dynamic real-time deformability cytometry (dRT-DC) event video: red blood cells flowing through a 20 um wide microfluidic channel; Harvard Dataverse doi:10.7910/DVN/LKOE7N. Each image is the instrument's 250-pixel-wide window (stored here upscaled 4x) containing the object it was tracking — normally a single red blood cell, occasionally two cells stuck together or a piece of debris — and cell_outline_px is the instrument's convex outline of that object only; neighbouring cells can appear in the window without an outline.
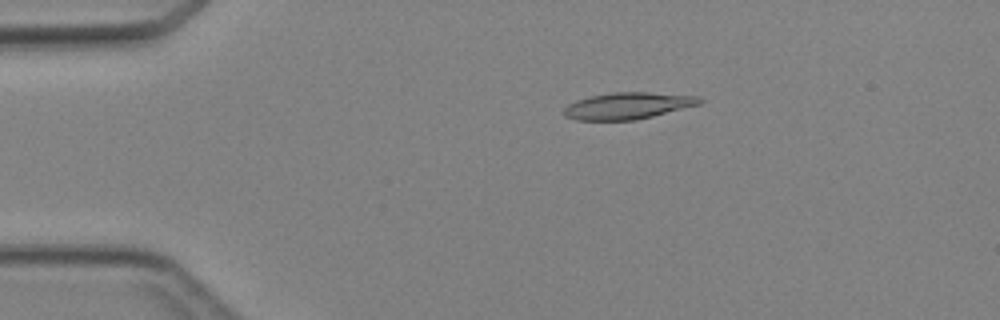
{"species": "Egyptian fruit bat (a non-hibernating species)", "species_latin": "Rousettus aegyptiacus", "temperature_condition": "cold", "stored_images_in_passage": 2, "camera_frame_rate_fps": 3000, "um_per_image_px": 0.085, "animal": {"sex": "female"}, "frame": {"image": 1, "passage_image": 1, "time_ms": 0.0, "image_size_px": [1000, 320], "cell_outline_px": [[704, 100], [700, 104], [636, 120], [576, 120], [564, 116], [564, 108], [568, 104], [576, 100], [592, 96], [612, 92], [648, 92], [700, 96]], "centroid_in_image_um": [53.37, 8.98], "position_along_channel_um": 31.6, "area_um2": 21.04}}